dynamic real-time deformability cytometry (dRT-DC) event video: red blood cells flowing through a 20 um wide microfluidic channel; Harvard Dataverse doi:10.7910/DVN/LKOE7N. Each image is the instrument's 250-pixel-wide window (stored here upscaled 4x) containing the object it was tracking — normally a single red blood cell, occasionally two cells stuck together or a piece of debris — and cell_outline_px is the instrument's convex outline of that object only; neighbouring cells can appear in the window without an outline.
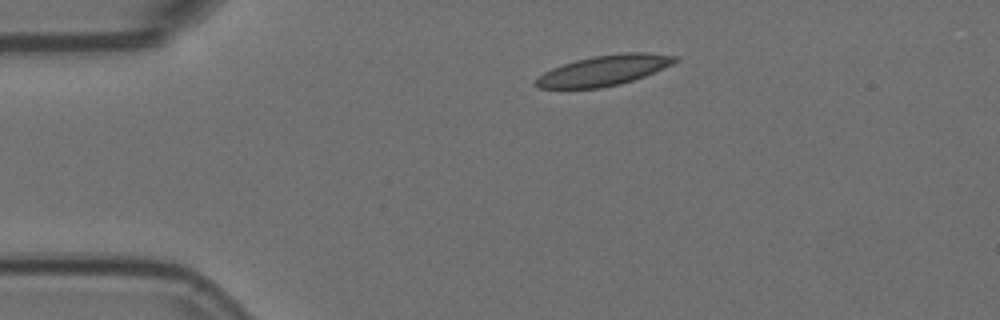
{"species": "Egyptian fruit bat (a non-hibernating species)", "species_latin": "Rousettus aegyptiacus", "temperature_condition": "room temperature", "stored_images_in_passage": 3, "camera_frame_rate_fps": 3000, "um_per_image_px": 0.085, "animal": {"sex": "female"}, "frame": {"image": 1, "passage_image": 1, "time_ms": 0.0, "image_size_px": [1000, 320], "cell_outline_px": [[680, 60], [664, 68], [644, 76], [620, 84], [600, 88], [540, 88], [532, 84], [544, 72], [552, 68], [576, 60], [592, 56], [624, 52], [648, 52], [676, 56]], "centroid_in_image_um": [51.36, 5.97], "position_along_channel_um": 33.6, "area_um2": 24.51}}
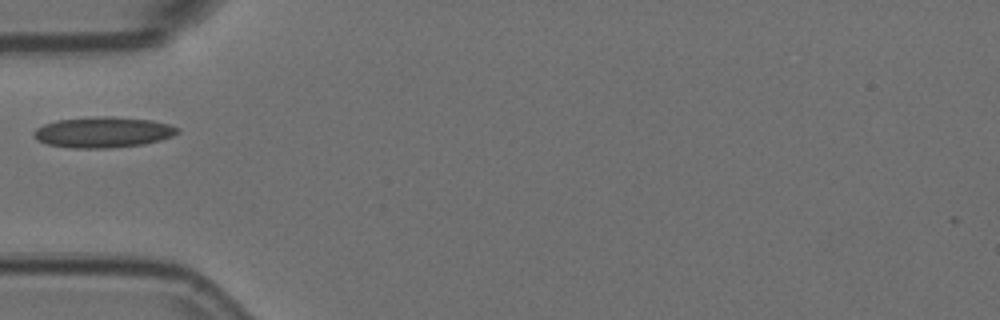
{"frame": {"image": 2, "passage_image": 3, "time_ms": 0.667, "image_size_px": [1000, 320], "cell_outline_px": [[180, 132], [172, 136], [160, 140], [144, 144], [104, 148], [72, 148], [48, 144], [40, 140], [32, 132], [36, 128], [44, 124], [56, 120], [96, 116], [112, 116], [152, 120], [168, 124], [180, 128]], "centroid_in_image_um": [8.79, 11.23], "position_along_channel_um": 76.2, "area_um2": 25.66}}